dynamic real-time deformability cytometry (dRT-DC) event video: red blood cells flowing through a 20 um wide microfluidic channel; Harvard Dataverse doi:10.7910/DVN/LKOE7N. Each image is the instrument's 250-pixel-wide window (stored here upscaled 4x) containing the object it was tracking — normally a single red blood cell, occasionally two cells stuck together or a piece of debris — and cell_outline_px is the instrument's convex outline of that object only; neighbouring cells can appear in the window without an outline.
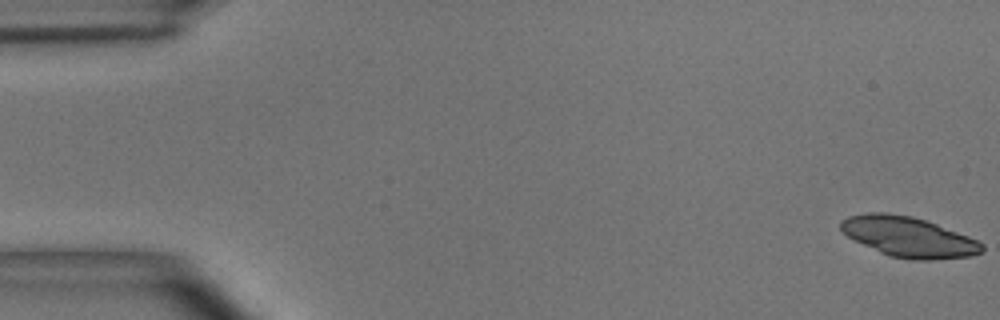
{"species": "common noctule bat (a hibernating species)", "species_latin": "Nyctalus noctula", "temperature_condition": "room temperature", "stored_images_in_passage": 54, "camera_frame_rate_fps": 3000, "um_per_image_px": 0.085, "animal": {"sex": "male", "body_mass_g": 15.6}, "frame": {"image": 1, "passage_image": 1, "time_ms": 0.0, "image_size_px": [1000, 320], "cell_outline_px": [[984, 252], [968, 256], [928, 260], [912, 260], [888, 256], [840, 232], [840, 220], [848, 216], [868, 212], [884, 212], [912, 216], [936, 224], [968, 236], [984, 244]], "centroid_in_image_um": [77.21, 20.13], "position_along_channel_um": 7.8, "area_um2": 32.95}}
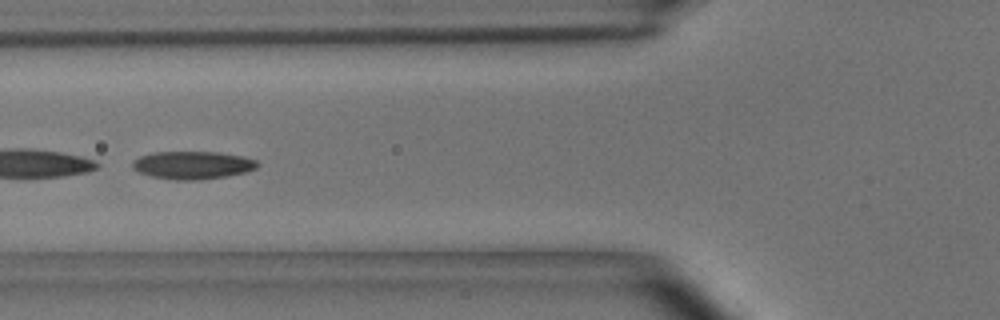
{"frame": {"image": 2, "passage_image": 21, "time_ms": 6.667, "image_size_px": [1000, 320], "cell_outline_px": [[260, 164], [256, 168], [244, 172], [228, 176], [200, 180], [172, 180], [152, 176], [136, 172], [132, 168], [132, 160], [140, 156], [156, 152], [216, 152], [240, 156], [256, 160]], "centroid_in_image_um": [16.33, 14.04], "position_along_channel_um": 109.5, "area_um2": 20.35}}